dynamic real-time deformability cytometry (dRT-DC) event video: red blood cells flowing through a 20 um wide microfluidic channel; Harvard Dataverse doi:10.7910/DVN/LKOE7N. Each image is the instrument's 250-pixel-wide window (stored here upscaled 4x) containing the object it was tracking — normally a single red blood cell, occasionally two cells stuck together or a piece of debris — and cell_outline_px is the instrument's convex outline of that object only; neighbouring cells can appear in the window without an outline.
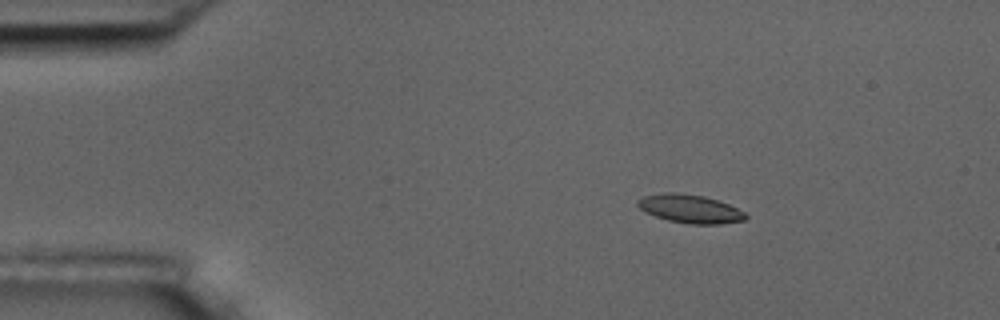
{"species": "common noctule bat (a hibernating species)", "species_latin": "Nyctalus noctula", "temperature_condition": "room temperature", "stored_images_in_passage": 4, "camera_frame_rate_fps": 3000, "um_per_image_px": 0.085, "animal": {"sex": "male", "body_mass_g": 17.5, "forearm_length_mm": 52.3}, "frame": {"image": 1, "passage_image": 2, "time_ms": 1.0, "image_size_px": [1000, 320], "cell_outline_px": [[748, 216], [744, 220], [720, 224], [688, 224], [668, 220], [644, 212], [636, 204], [636, 200], [644, 196], [660, 192], [676, 192], [704, 196], [728, 204], [744, 212]], "centroid_in_image_um": [58.61, 17.74], "position_along_channel_um": 26.4, "area_um2": 17.92}}
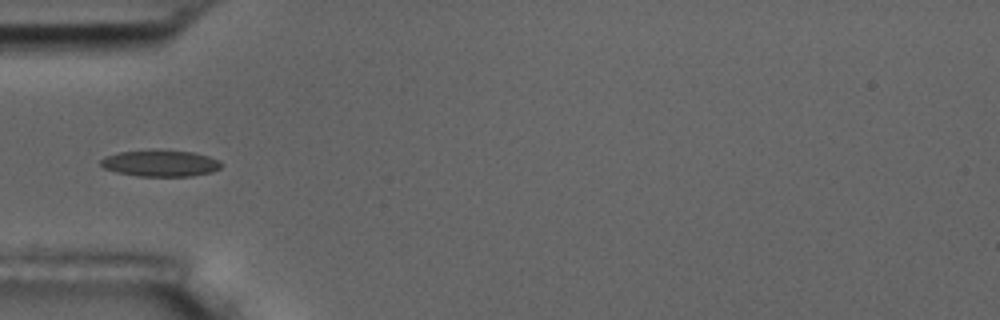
{"frame": {"image": 2, "passage_image": 4, "time_ms": 4.0, "image_size_px": [1000, 320], "cell_outline_px": [[224, 164], [220, 168], [212, 172], [192, 176], [136, 176], [116, 172], [104, 168], [100, 164], [100, 160], [108, 156], [120, 152], [196, 152], [220, 160]], "centroid_in_image_um": [13.7, 13.92], "position_along_channel_um": 71.3, "area_um2": 17.98}}